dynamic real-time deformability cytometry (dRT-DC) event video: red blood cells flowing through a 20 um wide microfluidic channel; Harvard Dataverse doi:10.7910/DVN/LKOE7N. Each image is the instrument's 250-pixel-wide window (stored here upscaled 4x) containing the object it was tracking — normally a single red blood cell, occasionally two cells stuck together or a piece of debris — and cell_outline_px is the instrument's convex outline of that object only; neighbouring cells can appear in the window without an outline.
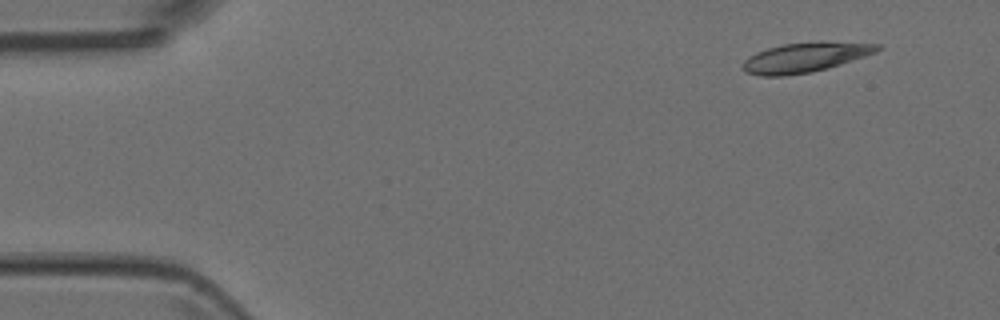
{"species": "Egyptian fruit bat (a non-hibernating species)", "species_latin": "Rousettus aegyptiacus", "temperature_condition": "room temperature", "stored_images_in_passage": 2, "segment_of_instrument_passage": [2, 2], "camera_frame_rate_fps": 3000, "um_per_image_px": 0.085, "animal": {"sex": "female"}, "frame": {"image": 1, "passage_image": 2, "time_ms": 0.333, "image_size_px": [1000, 320], "cell_outline_px": [[884, 48], [876, 52], [828, 68], [812, 72], [784, 76], [760, 76], [744, 72], [740, 68], [740, 64], [748, 56], [756, 52], [768, 48], [784, 44], [880, 44]], "centroid_in_image_um": [68.29, 4.94], "position_along_channel_um": 16.7, "area_um2": 22.43}}